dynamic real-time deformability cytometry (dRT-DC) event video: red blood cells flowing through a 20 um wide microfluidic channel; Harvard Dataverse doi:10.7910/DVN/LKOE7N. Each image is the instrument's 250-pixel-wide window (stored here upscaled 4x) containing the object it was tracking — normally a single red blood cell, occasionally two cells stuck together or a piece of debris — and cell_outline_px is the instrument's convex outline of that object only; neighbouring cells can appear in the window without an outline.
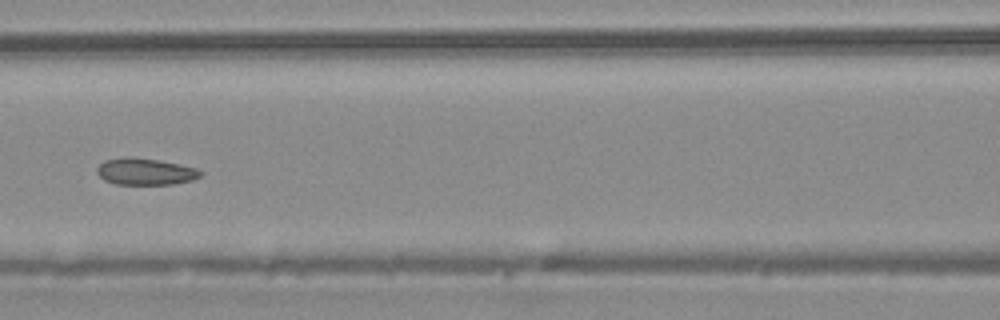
{"species": "common noctule bat (a hibernating species)", "species_latin": "Nyctalus noctula", "temperature_condition": "warm", "stored_images_in_passage": 33, "camera_frame_rate_fps": 3000, "um_per_image_px": 0.085, "animal": {"sex": "male", "body_mass_g": 20.4}, "frame": {"image": 1, "passage_image": 10, "time_ms": 3.0, "image_size_px": [1000, 320], "cell_outline_px": [[204, 172], [200, 176], [192, 180], [172, 184], [116, 184], [104, 180], [96, 172], [96, 168], [104, 160], [120, 156], [128, 156], [156, 160], [180, 164], [196, 168]], "centroid_in_image_um": [12.32, 14.57], "position_along_channel_um": 154.3, "area_um2": 16.18}}
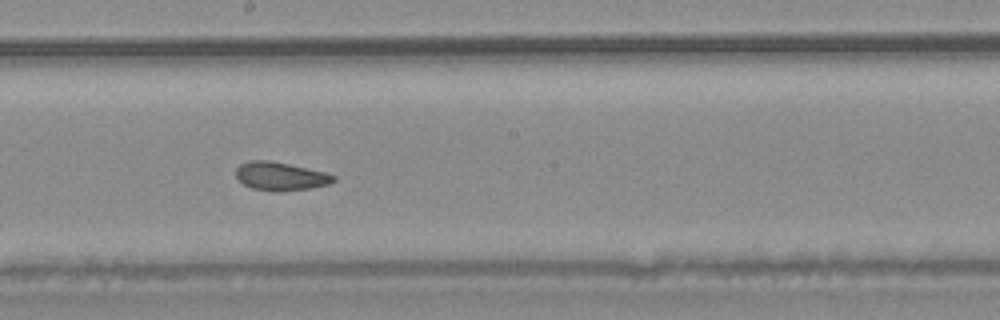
{"frame": {"image": 2, "passage_image": 15, "time_ms": 4.667, "image_size_px": [1000, 320], "cell_outline_px": [[336, 180], [328, 184], [312, 188], [276, 192], [272, 192], [252, 188], [244, 184], [236, 176], [236, 168], [240, 164], [248, 160], [272, 160], [324, 172], [336, 176]], "centroid_in_image_um": [23.83, 14.98], "position_along_channel_um": 224.4, "area_um2": 16.24}, "authors_computed_cell_mechanics": {"area_um2": 17.051, "velocity_mm_per_s": 4.2087, "shape_relaxation_time_tau1_ms": 3.8665, "shape_relaxation_time_tau2_ms": 2.4863, "deformation_change_tau1": 0.0945, "deformation_change_tau2": 0.0789}}